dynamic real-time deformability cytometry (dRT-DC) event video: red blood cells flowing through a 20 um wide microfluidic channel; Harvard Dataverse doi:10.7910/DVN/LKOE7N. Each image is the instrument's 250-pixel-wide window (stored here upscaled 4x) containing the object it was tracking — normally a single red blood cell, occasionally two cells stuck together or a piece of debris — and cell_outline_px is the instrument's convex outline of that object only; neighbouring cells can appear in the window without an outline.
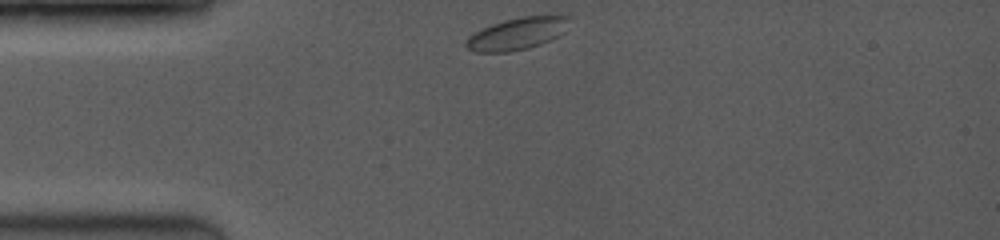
{"species": "common noctule bat (a hibernating species)", "species_latin": "Nyctalus noctula", "temperature_condition": "room temperature", "stored_images_in_passage": 11, "camera_frame_rate_fps": 3500, "um_per_image_px": 0.085, "animal": {"sex": "female", "body_mass_g": 19.0, "forearm_length_mm": 53.3}, "frame": {"image": 1, "passage_image": 1, "time_ms": 0.0, "image_size_px": [1000, 240], "cell_outline_px": [[572, 16], [564, 32], [552, 40], [528, 48], [508, 52], [476, 52], [468, 48], [464, 44], [464, 40], [468, 36], [492, 24], [504, 20], [524, 16]], "centroid_in_image_um": [43.96, 2.87], "position_along_channel_um": 41.0, "area_um2": 19.25}}
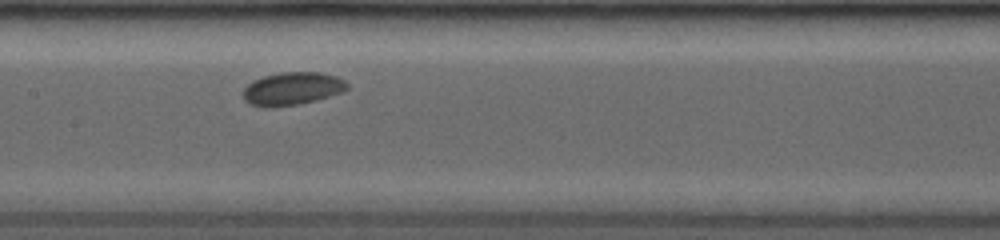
{"frame": {"image": 2, "passage_image": 7, "time_ms": 4.286, "image_size_px": [1000, 240], "cell_outline_px": [[348, 88], [344, 92], [316, 100], [296, 104], [268, 108], [252, 104], [244, 100], [244, 88], [252, 80], [264, 76], [280, 72], [320, 72], [336, 76], [344, 80], [348, 84]], "centroid_in_image_um": [24.86, 7.52], "position_along_channel_um": 182.5, "area_um2": 19.94}}
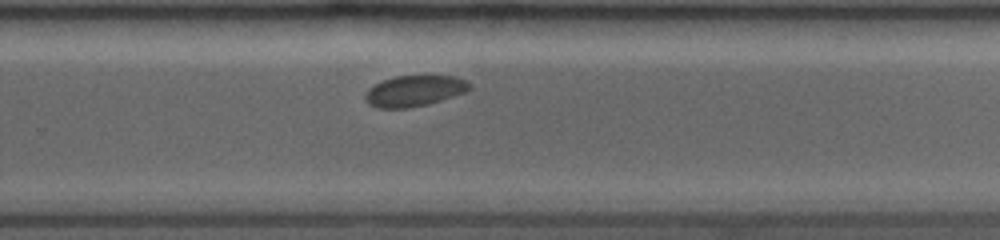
{"frame": {"image": 3, "passage_image": 11, "time_ms": 7.143, "image_size_px": [1000, 240], "cell_outline_px": [[472, 88], [464, 92], [428, 104], [408, 108], [376, 108], [368, 104], [364, 100], [364, 96], [368, 88], [380, 80], [396, 76], [456, 76], [468, 80], [472, 84]], "centroid_in_image_um": [35.19, 7.72], "position_along_channel_um": 294.6, "area_um2": 19.02}}